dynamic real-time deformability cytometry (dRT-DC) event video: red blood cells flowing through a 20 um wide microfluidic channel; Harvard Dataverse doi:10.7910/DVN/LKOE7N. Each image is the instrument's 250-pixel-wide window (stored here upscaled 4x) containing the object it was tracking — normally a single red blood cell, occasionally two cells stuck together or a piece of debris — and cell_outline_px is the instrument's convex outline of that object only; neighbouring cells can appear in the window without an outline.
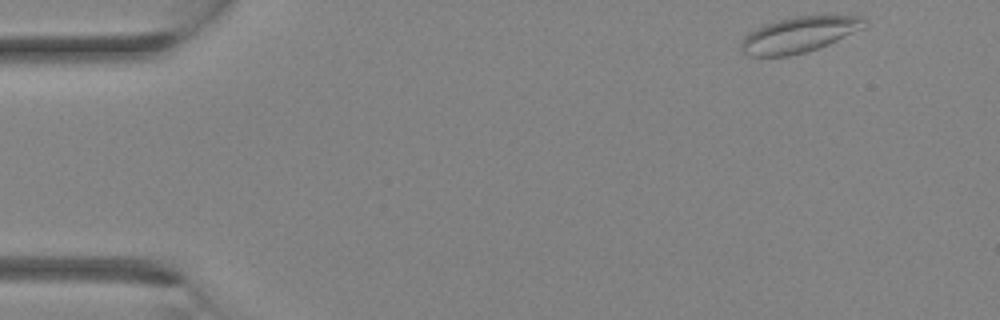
{"species": "Egyptian fruit bat (a non-hibernating species)", "species_latin": "Rousettus aegyptiacus", "temperature_condition": "room temperature", "stored_images_in_passage": 10, "camera_frame_rate_fps": 3000, "um_per_image_px": 0.085, "animal": {"sex": "female"}, "frame": {"image": 1, "passage_image": 1, "time_ms": 0.0, "image_size_px": [1000, 320], "cell_outline_px": [[868, 20], [864, 28], [828, 44], [804, 52], [788, 56], [752, 56], [740, 52], [740, 44], [744, 36], [756, 28], [764, 24], [776, 20], [792, 16], [864, 16]], "centroid_in_image_um": [67.9, 2.94], "position_along_channel_um": 17.1, "area_um2": 25.61}}